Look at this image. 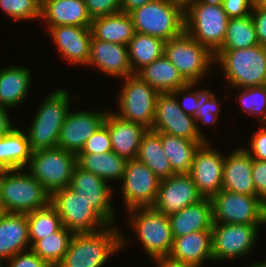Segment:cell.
<instances>
[{"instance_id":"6da1fadb","label":"cell","mask_w":266,"mask_h":267,"mask_svg":"<svg viewBox=\"0 0 266 267\" xmlns=\"http://www.w3.org/2000/svg\"><path fill=\"white\" fill-rule=\"evenodd\" d=\"M127 244L116 226L91 233H74L68 250L56 267H102Z\"/></svg>"},{"instance_id":"7a4b0ae2","label":"cell","mask_w":266,"mask_h":267,"mask_svg":"<svg viewBox=\"0 0 266 267\" xmlns=\"http://www.w3.org/2000/svg\"><path fill=\"white\" fill-rule=\"evenodd\" d=\"M229 86L236 89L266 84V51L258 44L236 50H218L215 54Z\"/></svg>"},{"instance_id":"3957f363","label":"cell","mask_w":266,"mask_h":267,"mask_svg":"<svg viewBox=\"0 0 266 267\" xmlns=\"http://www.w3.org/2000/svg\"><path fill=\"white\" fill-rule=\"evenodd\" d=\"M69 96L67 90L58 89L42 102L26 132L32 152L58 147L60 130L70 110Z\"/></svg>"},{"instance_id":"277c9868","label":"cell","mask_w":266,"mask_h":267,"mask_svg":"<svg viewBox=\"0 0 266 267\" xmlns=\"http://www.w3.org/2000/svg\"><path fill=\"white\" fill-rule=\"evenodd\" d=\"M22 170H3L0 175V194L8 213H29L50 204L51 195L43 185Z\"/></svg>"},{"instance_id":"5b68a950","label":"cell","mask_w":266,"mask_h":267,"mask_svg":"<svg viewBox=\"0 0 266 267\" xmlns=\"http://www.w3.org/2000/svg\"><path fill=\"white\" fill-rule=\"evenodd\" d=\"M137 33L163 39L165 42L185 31V11L170 0H154L131 11Z\"/></svg>"},{"instance_id":"8992f818","label":"cell","mask_w":266,"mask_h":267,"mask_svg":"<svg viewBox=\"0 0 266 267\" xmlns=\"http://www.w3.org/2000/svg\"><path fill=\"white\" fill-rule=\"evenodd\" d=\"M164 55L190 84H198L215 64V55L186 31L165 42Z\"/></svg>"},{"instance_id":"52a82bcc","label":"cell","mask_w":266,"mask_h":267,"mask_svg":"<svg viewBox=\"0 0 266 267\" xmlns=\"http://www.w3.org/2000/svg\"><path fill=\"white\" fill-rule=\"evenodd\" d=\"M50 204L59 214L62 225L73 233L96 232L110 225L90 202L69 186L54 192Z\"/></svg>"},{"instance_id":"ba28073f","label":"cell","mask_w":266,"mask_h":267,"mask_svg":"<svg viewBox=\"0 0 266 267\" xmlns=\"http://www.w3.org/2000/svg\"><path fill=\"white\" fill-rule=\"evenodd\" d=\"M76 166L77 154L55 147L32 152L27 171L52 195L70 185Z\"/></svg>"},{"instance_id":"9c48e42d","label":"cell","mask_w":266,"mask_h":267,"mask_svg":"<svg viewBox=\"0 0 266 267\" xmlns=\"http://www.w3.org/2000/svg\"><path fill=\"white\" fill-rule=\"evenodd\" d=\"M127 211L132 228L149 257H168L174 240L169 217L152 207L132 208Z\"/></svg>"},{"instance_id":"30bf717a","label":"cell","mask_w":266,"mask_h":267,"mask_svg":"<svg viewBox=\"0 0 266 267\" xmlns=\"http://www.w3.org/2000/svg\"><path fill=\"white\" fill-rule=\"evenodd\" d=\"M228 21L222 5H207L198 0L185 11V31L213 54L222 47Z\"/></svg>"},{"instance_id":"8fae6325","label":"cell","mask_w":266,"mask_h":267,"mask_svg":"<svg viewBox=\"0 0 266 267\" xmlns=\"http://www.w3.org/2000/svg\"><path fill=\"white\" fill-rule=\"evenodd\" d=\"M124 80L118 96L120 111L113 113L120 119L141 124L148 130H152L159 92L137 74L126 77Z\"/></svg>"},{"instance_id":"7c38bea8","label":"cell","mask_w":266,"mask_h":267,"mask_svg":"<svg viewBox=\"0 0 266 267\" xmlns=\"http://www.w3.org/2000/svg\"><path fill=\"white\" fill-rule=\"evenodd\" d=\"M211 202L213 223L266 224V204L256 195L222 189Z\"/></svg>"},{"instance_id":"4fadbf2b","label":"cell","mask_w":266,"mask_h":267,"mask_svg":"<svg viewBox=\"0 0 266 267\" xmlns=\"http://www.w3.org/2000/svg\"><path fill=\"white\" fill-rule=\"evenodd\" d=\"M260 225L213 223L212 249L213 261H221L249 255L255 248Z\"/></svg>"},{"instance_id":"5bb4252c","label":"cell","mask_w":266,"mask_h":267,"mask_svg":"<svg viewBox=\"0 0 266 267\" xmlns=\"http://www.w3.org/2000/svg\"><path fill=\"white\" fill-rule=\"evenodd\" d=\"M173 92L159 93L152 131L168 133L193 141L209 142L203 135L193 116L187 115L179 107Z\"/></svg>"},{"instance_id":"9a60e30c","label":"cell","mask_w":266,"mask_h":267,"mask_svg":"<svg viewBox=\"0 0 266 267\" xmlns=\"http://www.w3.org/2000/svg\"><path fill=\"white\" fill-rule=\"evenodd\" d=\"M121 181L122 197L127 210L153 205L160 179L143 162L137 158L128 160Z\"/></svg>"},{"instance_id":"2e32d148","label":"cell","mask_w":266,"mask_h":267,"mask_svg":"<svg viewBox=\"0 0 266 267\" xmlns=\"http://www.w3.org/2000/svg\"><path fill=\"white\" fill-rule=\"evenodd\" d=\"M210 145V142L200 145L189 172L199 194L209 199L222 190L225 160V155H221Z\"/></svg>"},{"instance_id":"e0dca14e","label":"cell","mask_w":266,"mask_h":267,"mask_svg":"<svg viewBox=\"0 0 266 267\" xmlns=\"http://www.w3.org/2000/svg\"><path fill=\"white\" fill-rule=\"evenodd\" d=\"M202 199L191 176L179 173L160 180L157 195L151 207L169 217Z\"/></svg>"},{"instance_id":"ac0fdd59","label":"cell","mask_w":266,"mask_h":267,"mask_svg":"<svg viewBox=\"0 0 266 267\" xmlns=\"http://www.w3.org/2000/svg\"><path fill=\"white\" fill-rule=\"evenodd\" d=\"M107 113L69 110L60 130L58 147L75 154L81 152L86 141L104 124Z\"/></svg>"},{"instance_id":"d6986e66","label":"cell","mask_w":266,"mask_h":267,"mask_svg":"<svg viewBox=\"0 0 266 267\" xmlns=\"http://www.w3.org/2000/svg\"><path fill=\"white\" fill-rule=\"evenodd\" d=\"M47 28L62 58L69 63L87 65L92 41L91 27L62 25Z\"/></svg>"},{"instance_id":"ffe728a7","label":"cell","mask_w":266,"mask_h":267,"mask_svg":"<svg viewBox=\"0 0 266 267\" xmlns=\"http://www.w3.org/2000/svg\"><path fill=\"white\" fill-rule=\"evenodd\" d=\"M69 187L81 194L110 224L114 225L112 189L107 182L92 172L76 166Z\"/></svg>"},{"instance_id":"44dd1931","label":"cell","mask_w":266,"mask_h":267,"mask_svg":"<svg viewBox=\"0 0 266 267\" xmlns=\"http://www.w3.org/2000/svg\"><path fill=\"white\" fill-rule=\"evenodd\" d=\"M87 66L123 79L135 75L129 62L128 46L98 40L93 36Z\"/></svg>"},{"instance_id":"7402d4cb","label":"cell","mask_w":266,"mask_h":267,"mask_svg":"<svg viewBox=\"0 0 266 267\" xmlns=\"http://www.w3.org/2000/svg\"><path fill=\"white\" fill-rule=\"evenodd\" d=\"M104 124L109 130L112 151L127 161L137 158L141 139L148 129L141 124L120 119L109 111Z\"/></svg>"},{"instance_id":"603a6c76","label":"cell","mask_w":266,"mask_h":267,"mask_svg":"<svg viewBox=\"0 0 266 267\" xmlns=\"http://www.w3.org/2000/svg\"><path fill=\"white\" fill-rule=\"evenodd\" d=\"M222 189L233 193L256 195L252 179V157L243 147L225 156Z\"/></svg>"},{"instance_id":"cb8c5ba5","label":"cell","mask_w":266,"mask_h":267,"mask_svg":"<svg viewBox=\"0 0 266 267\" xmlns=\"http://www.w3.org/2000/svg\"><path fill=\"white\" fill-rule=\"evenodd\" d=\"M46 27L71 25L91 27L84 0H41V18Z\"/></svg>"},{"instance_id":"d4e9b609","label":"cell","mask_w":266,"mask_h":267,"mask_svg":"<svg viewBox=\"0 0 266 267\" xmlns=\"http://www.w3.org/2000/svg\"><path fill=\"white\" fill-rule=\"evenodd\" d=\"M170 259L201 267L205 260L213 261L211 230L189 233L173 240Z\"/></svg>"},{"instance_id":"484cf974","label":"cell","mask_w":266,"mask_h":267,"mask_svg":"<svg viewBox=\"0 0 266 267\" xmlns=\"http://www.w3.org/2000/svg\"><path fill=\"white\" fill-rule=\"evenodd\" d=\"M27 213H7L0 218V262L31 248ZM26 248V249H25Z\"/></svg>"},{"instance_id":"4316f807","label":"cell","mask_w":266,"mask_h":267,"mask_svg":"<svg viewBox=\"0 0 266 267\" xmlns=\"http://www.w3.org/2000/svg\"><path fill=\"white\" fill-rule=\"evenodd\" d=\"M173 238L213 227L212 202L203 198L198 203L181 209L169 216Z\"/></svg>"},{"instance_id":"83f0119b","label":"cell","mask_w":266,"mask_h":267,"mask_svg":"<svg viewBox=\"0 0 266 267\" xmlns=\"http://www.w3.org/2000/svg\"><path fill=\"white\" fill-rule=\"evenodd\" d=\"M91 31L95 39L126 46L136 33L130 14L121 11L92 19Z\"/></svg>"},{"instance_id":"f1b7e54d","label":"cell","mask_w":266,"mask_h":267,"mask_svg":"<svg viewBox=\"0 0 266 267\" xmlns=\"http://www.w3.org/2000/svg\"><path fill=\"white\" fill-rule=\"evenodd\" d=\"M31 74L28 68L7 66L0 69V106L15 108L28 96Z\"/></svg>"},{"instance_id":"f546056e","label":"cell","mask_w":266,"mask_h":267,"mask_svg":"<svg viewBox=\"0 0 266 267\" xmlns=\"http://www.w3.org/2000/svg\"><path fill=\"white\" fill-rule=\"evenodd\" d=\"M137 75L159 93L174 92L188 84L165 55L145 66Z\"/></svg>"},{"instance_id":"4dcf8cb0","label":"cell","mask_w":266,"mask_h":267,"mask_svg":"<svg viewBox=\"0 0 266 267\" xmlns=\"http://www.w3.org/2000/svg\"><path fill=\"white\" fill-rule=\"evenodd\" d=\"M32 151L26 133L13 128L0 137V168L2 170L24 169L29 165Z\"/></svg>"},{"instance_id":"1f68e13d","label":"cell","mask_w":266,"mask_h":267,"mask_svg":"<svg viewBox=\"0 0 266 267\" xmlns=\"http://www.w3.org/2000/svg\"><path fill=\"white\" fill-rule=\"evenodd\" d=\"M206 141H193L168 133H161L164 154L168 157L175 174H189L194 154Z\"/></svg>"},{"instance_id":"d6a6232c","label":"cell","mask_w":266,"mask_h":267,"mask_svg":"<svg viewBox=\"0 0 266 267\" xmlns=\"http://www.w3.org/2000/svg\"><path fill=\"white\" fill-rule=\"evenodd\" d=\"M127 160L114 151L101 154H77V166L101 177L105 182L122 180Z\"/></svg>"},{"instance_id":"836d02e7","label":"cell","mask_w":266,"mask_h":267,"mask_svg":"<svg viewBox=\"0 0 266 267\" xmlns=\"http://www.w3.org/2000/svg\"><path fill=\"white\" fill-rule=\"evenodd\" d=\"M137 159L148 166L160 180L175 174L172 171L168 157L164 154L161 132L148 130L143 135Z\"/></svg>"},{"instance_id":"e575fe53","label":"cell","mask_w":266,"mask_h":267,"mask_svg":"<svg viewBox=\"0 0 266 267\" xmlns=\"http://www.w3.org/2000/svg\"><path fill=\"white\" fill-rule=\"evenodd\" d=\"M165 41L158 37L135 33L129 41V62L134 74L164 55Z\"/></svg>"},{"instance_id":"d590c367","label":"cell","mask_w":266,"mask_h":267,"mask_svg":"<svg viewBox=\"0 0 266 267\" xmlns=\"http://www.w3.org/2000/svg\"><path fill=\"white\" fill-rule=\"evenodd\" d=\"M256 29L251 14L229 18L226 35L219 50H236L258 45Z\"/></svg>"},{"instance_id":"8d00e7d4","label":"cell","mask_w":266,"mask_h":267,"mask_svg":"<svg viewBox=\"0 0 266 267\" xmlns=\"http://www.w3.org/2000/svg\"><path fill=\"white\" fill-rule=\"evenodd\" d=\"M73 235L72 231L63 226L60 230L37 240L30 249L52 267H56L65 256Z\"/></svg>"},{"instance_id":"74e56055","label":"cell","mask_w":266,"mask_h":267,"mask_svg":"<svg viewBox=\"0 0 266 267\" xmlns=\"http://www.w3.org/2000/svg\"><path fill=\"white\" fill-rule=\"evenodd\" d=\"M29 225V241L32 246L37 240L60 230L62 220L56 209L49 204L48 206L27 213Z\"/></svg>"},{"instance_id":"f35d334b","label":"cell","mask_w":266,"mask_h":267,"mask_svg":"<svg viewBox=\"0 0 266 267\" xmlns=\"http://www.w3.org/2000/svg\"><path fill=\"white\" fill-rule=\"evenodd\" d=\"M239 102L242 109L249 115L263 116L259 118L261 124H266V84L262 86L241 88Z\"/></svg>"},{"instance_id":"ab89813d","label":"cell","mask_w":266,"mask_h":267,"mask_svg":"<svg viewBox=\"0 0 266 267\" xmlns=\"http://www.w3.org/2000/svg\"><path fill=\"white\" fill-rule=\"evenodd\" d=\"M0 9L16 21L41 18V0H0Z\"/></svg>"},{"instance_id":"60d3db41","label":"cell","mask_w":266,"mask_h":267,"mask_svg":"<svg viewBox=\"0 0 266 267\" xmlns=\"http://www.w3.org/2000/svg\"><path fill=\"white\" fill-rule=\"evenodd\" d=\"M194 86H196V84L188 83L186 86L179 88L178 90L173 92L177 97L182 96V99L180 100H183L181 102L183 103V105L179 103V99H177L179 107L185 114L193 117H195L197 110L214 95L212 91H209L206 88L201 90L197 89L195 91L190 90L193 89ZM184 92L187 94L184 95Z\"/></svg>"},{"instance_id":"b9f144b4","label":"cell","mask_w":266,"mask_h":267,"mask_svg":"<svg viewBox=\"0 0 266 267\" xmlns=\"http://www.w3.org/2000/svg\"><path fill=\"white\" fill-rule=\"evenodd\" d=\"M109 151H112L111 137L107 126L103 124L86 141L83 149L78 154H101Z\"/></svg>"},{"instance_id":"7bdbcfd3","label":"cell","mask_w":266,"mask_h":267,"mask_svg":"<svg viewBox=\"0 0 266 267\" xmlns=\"http://www.w3.org/2000/svg\"><path fill=\"white\" fill-rule=\"evenodd\" d=\"M91 19L121 11V0H84Z\"/></svg>"},{"instance_id":"ee69618b","label":"cell","mask_w":266,"mask_h":267,"mask_svg":"<svg viewBox=\"0 0 266 267\" xmlns=\"http://www.w3.org/2000/svg\"><path fill=\"white\" fill-rule=\"evenodd\" d=\"M252 179L256 196L266 204V161L252 158Z\"/></svg>"},{"instance_id":"f6af8a7d","label":"cell","mask_w":266,"mask_h":267,"mask_svg":"<svg viewBox=\"0 0 266 267\" xmlns=\"http://www.w3.org/2000/svg\"><path fill=\"white\" fill-rule=\"evenodd\" d=\"M8 267H52L47 261L41 259L30 248L27 251L14 255L8 259Z\"/></svg>"},{"instance_id":"bcb514c9","label":"cell","mask_w":266,"mask_h":267,"mask_svg":"<svg viewBox=\"0 0 266 267\" xmlns=\"http://www.w3.org/2000/svg\"><path fill=\"white\" fill-rule=\"evenodd\" d=\"M218 99L215 98V95H213L207 102H205L198 110L195 115V121H201L203 124H216L217 117L219 112L221 111L220 106L218 105Z\"/></svg>"},{"instance_id":"7dc6e473","label":"cell","mask_w":266,"mask_h":267,"mask_svg":"<svg viewBox=\"0 0 266 267\" xmlns=\"http://www.w3.org/2000/svg\"><path fill=\"white\" fill-rule=\"evenodd\" d=\"M255 0H224L222 7L229 18L244 17L251 14Z\"/></svg>"},{"instance_id":"c3c4849f","label":"cell","mask_w":266,"mask_h":267,"mask_svg":"<svg viewBox=\"0 0 266 267\" xmlns=\"http://www.w3.org/2000/svg\"><path fill=\"white\" fill-rule=\"evenodd\" d=\"M262 127L254 132L250 140L251 149H244L250 154L253 159L266 161V124H260ZM264 125V126H263Z\"/></svg>"},{"instance_id":"681fc988","label":"cell","mask_w":266,"mask_h":267,"mask_svg":"<svg viewBox=\"0 0 266 267\" xmlns=\"http://www.w3.org/2000/svg\"><path fill=\"white\" fill-rule=\"evenodd\" d=\"M251 16L254 21L258 43L264 46L266 44V10L254 3Z\"/></svg>"},{"instance_id":"f907efd6","label":"cell","mask_w":266,"mask_h":267,"mask_svg":"<svg viewBox=\"0 0 266 267\" xmlns=\"http://www.w3.org/2000/svg\"><path fill=\"white\" fill-rule=\"evenodd\" d=\"M11 123L7 108L0 106V137L7 135L14 128Z\"/></svg>"},{"instance_id":"816d5d0a","label":"cell","mask_w":266,"mask_h":267,"mask_svg":"<svg viewBox=\"0 0 266 267\" xmlns=\"http://www.w3.org/2000/svg\"><path fill=\"white\" fill-rule=\"evenodd\" d=\"M151 1L154 0H121V12L129 14L134 9L142 7Z\"/></svg>"},{"instance_id":"f5cc1de1","label":"cell","mask_w":266,"mask_h":267,"mask_svg":"<svg viewBox=\"0 0 266 267\" xmlns=\"http://www.w3.org/2000/svg\"><path fill=\"white\" fill-rule=\"evenodd\" d=\"M157 267H196L187 263L178 262L169 257H158L153 259Z\"/></svg>"},{"instance_id":"db71d44e","label":"cell","mask_w":266,"mask_h":267,"mask_svg":"<svg viewBox=\"0 0 266 267\" xmlns=\"http://www.w3.org/2000/svg\"><path fill=\"white\" fill-rule=\"evenodd\" d=\"M175 5H178L184 11H186L191 5H193L198 0H170Z\"/></svg>"},{"instance_id":"11a10c76","label":"cell","mask_w":266,"mask_h":267,"mask_svg":"<svg viewBox=\"0 0 266 267\" xmlns=\"http://www.w3.org/2000/svg\"><path fill=\"white\" fill-rule=\"evenodd\" d=\"M7 213L8 211L4 206V202L0 194V218L4 217Z\"/></svg>"},{"instance_id":"9f6ffc18","label":"cell","mask_w":266,"mask_h":267,"mask_svg":"<svg viewBox=\"0 0 266 267\" xmlns=\"http://www.w3.org/2000/svg\"><path fill=\"white\" fill-rule=\"evenodd\" d=\"M200 2L207 5H222L224 0H199Z\"/></svg>"},{"instance_id":"6f0895ef","label":"cell","mask_w":266,"mask_h":267,"mask_svg":"<svg viewBox=\"0 0 266 267\" xmlns=\"http://www.w3.org/2000/svg\"><path fill=\"white\" fill-rule=\"evenodd\" d=\"M255 4L258 7L266 10V0H255Z\"/></svg>"},{"instance_id":"680465c9","label":"cell","mask_w":266,"mask_h":267,"mask_svg":"<svg viewBox=\"0 0 266 267\" xmlns=\"http://www.w3.org/2000/svg\"><path fill=\"white\" fill-rule=\"evenodd\" d=\"M248 267H265L262 262H256L255 264L248 265Z\"/></svg>"},{"instance_id":"91938a15","label":"cell","mask_w":266,"mask_h":267,"mask_svg":"<svg viewBox=\"0 0 266 267\" xmlns=\"http://www.w3.org/2000/svg\"><path fill=\"white\" fill-rule=\"evenodd\" d=\"M0 267H5L2 262H0Z\"/></svg>"}]
</instances>
